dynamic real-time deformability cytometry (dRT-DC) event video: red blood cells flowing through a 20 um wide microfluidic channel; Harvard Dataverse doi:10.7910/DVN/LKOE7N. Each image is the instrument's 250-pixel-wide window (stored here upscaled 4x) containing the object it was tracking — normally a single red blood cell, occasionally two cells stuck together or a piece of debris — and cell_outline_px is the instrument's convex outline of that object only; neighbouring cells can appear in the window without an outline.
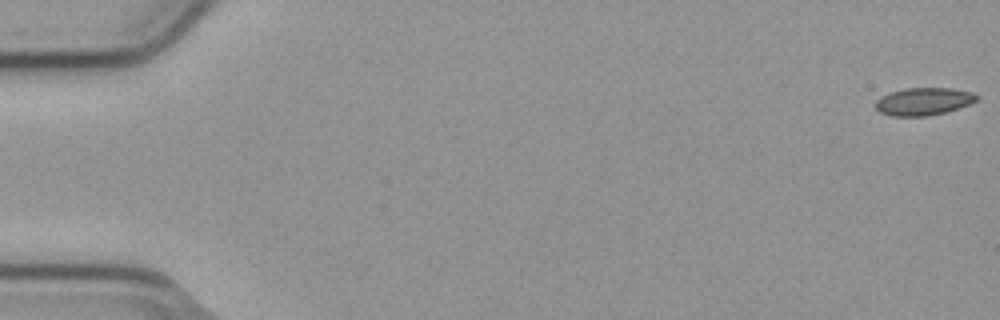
{"species": "common noctule bat (a hibernating species)", "species_latin": "Nyctalus noctula", "temperature_condition": "cold", "stored_images_in_passage": 55, "camera_frame_rate_fps": 3000, "um_per_image_px": 0.085, "animal": {"sex": "male", "body_mass_g": 23.1, "forearm_length_mm": 52.7}, "frame": {"image": 1, "passage_image": 1, "time_ms": 0.0, "image_size_px": [1000, 320], "cell_outline_px": [[980, 96], [976, 100], [968, 104], [944, 112], [928, 116], [892, 116], [880, 112], [876, 108], [876, 100], [880, 96], [904, 88], [952, 88], [972, 92]], "centroid_in_image_um": [78.49, 8.61], "position_along_channel_um": 6.5, "area_um2": 16.13}}
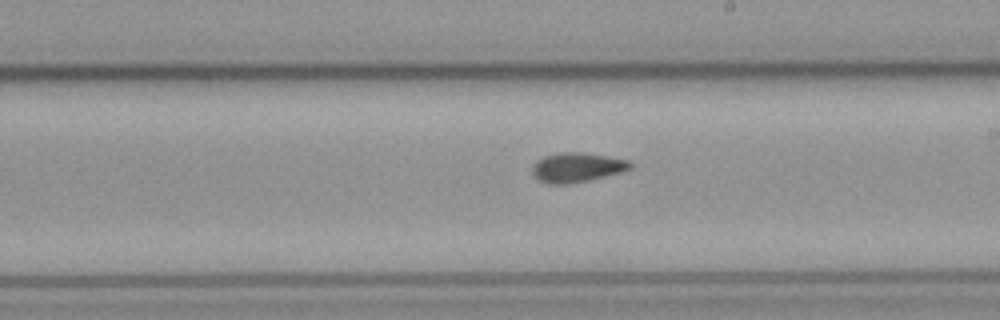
{"frame": {"image": 2, "passage_image": 32, "time_ms": 10.333, "image_size_px": [1000, 320], "cell_outline_px": [[632, 168], [624, 172], [588, 180], [568, 184], [548, 184], [536, 180], [532, 172], [532, 168], [536, 160], [544, 156], [560, 152], [580, 152], [608, 156], [628, 160], [632, 164]], "centroid_in_image_um": [49.03, 14.23], "position_along_channel_um": 240.0, "area_um2": 17.05}}
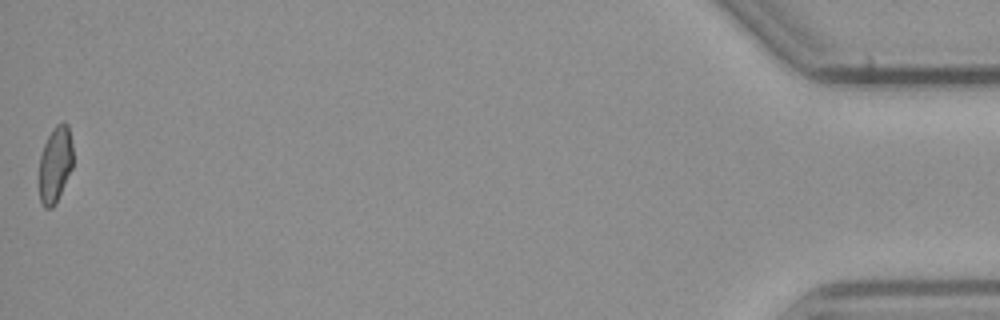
{"frame": {"image": 3, "passage_image": 55, "time_ms": 18.0, "image_size_px": [1000, 320], "cell_outline_px": [[72, 168], [56, 204], [52, 208], [44, 208], [40, 200], [40, 156], [44, 144], [52, 128], [56, 124], [64, 120], [68, 124], [72, 144]], "centroid_in_image_um": [4.7, 13.95], "position_along_channel_um": 430.5, "area_um2": 15.09}, "authors_computed_cell_mechanics": {"area_um2": 16.2418, "velocity_mm_per_s": 3.7991, "shape_relaxation_time_tau1_ms": null, "shape_relaxation_time_tau2_ms": 5.2193, "deformation_change_tau1": null, "deformation_change_tau2": 0.1167}}